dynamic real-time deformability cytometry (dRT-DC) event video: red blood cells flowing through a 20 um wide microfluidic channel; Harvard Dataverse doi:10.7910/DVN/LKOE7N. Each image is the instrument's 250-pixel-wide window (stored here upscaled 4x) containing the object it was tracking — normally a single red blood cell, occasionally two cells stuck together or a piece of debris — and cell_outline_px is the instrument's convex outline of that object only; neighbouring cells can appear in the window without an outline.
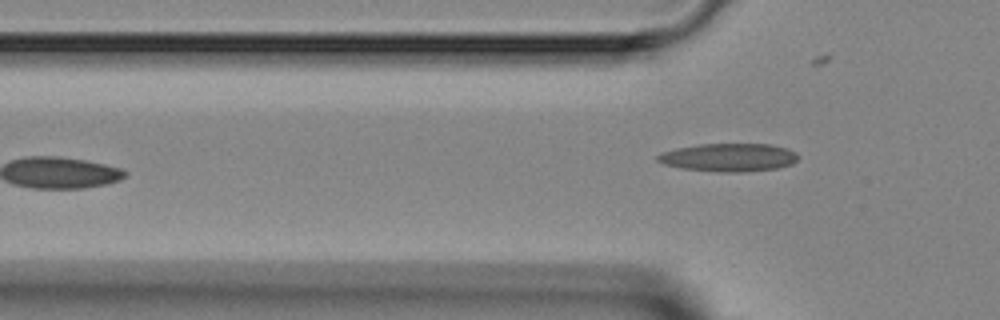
{"species": "Egyptian fruit bat (a non-hibernating species)", "species_latin": "Rousettus aegyptiacus", "temperature_condition": "room temperature", "stored_images_in_passage": 5, "camera_frame_rate_fps": 3000, "um_per_image_px": 0.085, "animal": {"sex": "female"}, "frame": {"image": 1, "passage_image": 5, "time_ms": 4.667, "image_size_px": [1000, 320], "cell_outline_px": [[800, 156], [792, 164], [780, 168], [744, 172], [716, 172], [680, 168], [664, 164], [656, 160], [656, 156], [660, 152], [676, 148], [700, 144], [772, 144], [788, 148], [796, 152]], "centroid_in_image_um": [61.96, 13.38], "position_along_channel_um": 63.8, "area_um2": 23.41}}